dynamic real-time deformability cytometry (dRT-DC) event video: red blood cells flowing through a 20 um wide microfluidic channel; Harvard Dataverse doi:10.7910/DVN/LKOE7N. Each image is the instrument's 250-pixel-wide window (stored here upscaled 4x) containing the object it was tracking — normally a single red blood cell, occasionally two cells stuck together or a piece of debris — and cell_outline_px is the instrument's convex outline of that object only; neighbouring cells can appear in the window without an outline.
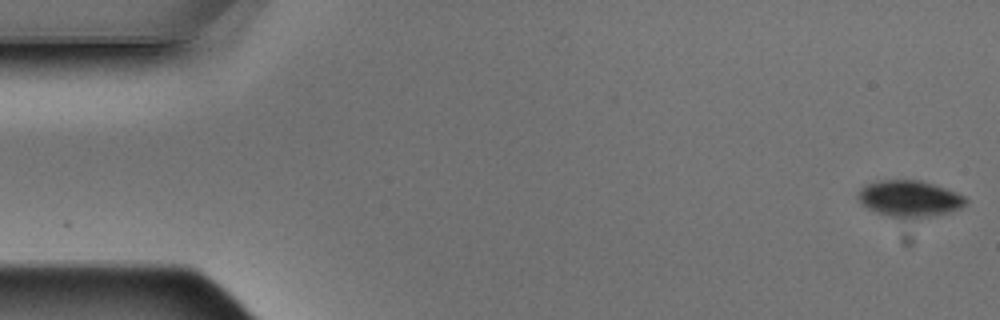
{"species": "Egyptian fruit bat (a non-hibernating species)", "species_latin": "Rousettus aegyptiacus", "temperature_condition": "warm", "stored_images_in_passage": 5, "camera_frame_rate_fps": 3000, "um_per_image_px": 0.085, "animal": {"sex": "male"}, "frame": {"image": 1, "passage_image": 1, "time_ms": 0.0, "image_size_px": [1000, 320], "cell_outline_px": [[968, 204], [960, 208], [948, 212], [912, 220], [904, 220], [888, 216], [876, 212], [868, 208], [860, 200], [860, 188], [864, 184], [880, 180], [920, 180], [936, 184], [956, 192], [964, 196], [968, 200]], "centroid_in_image_um": [77.35, 16.9], "position_along_channel_um": 7.7, "area_um2": 23.12}}
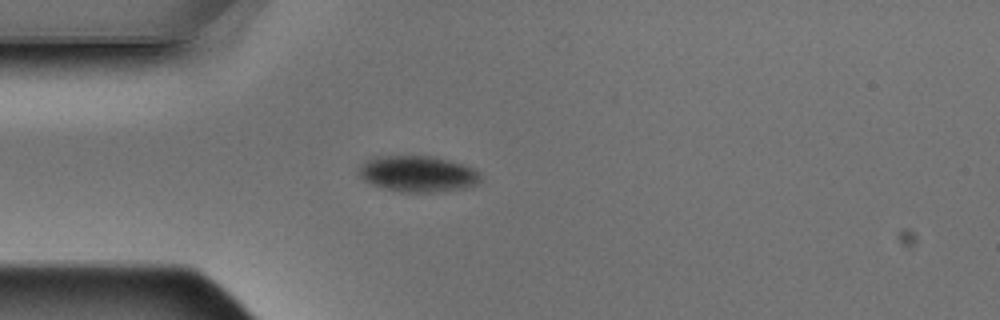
{"frame": {"image": 2, "passage_image": 5, "time_ms": 1.333, "image_size_px": [1000, 320], "cell_outline_px": [[480, 180], [476, 184], [464, 188], [436, 192], [400, 192], [384, 188], [372, 184], [364, 180], [360, 176], [360, 164], [372, 156], [432, 156], [448, 160], [472, 168], [480, 172]], "centroid_in_image_um": [35.49, 14.77], "position_along_channel_um": 49.5, "area_um2": 25.49}}